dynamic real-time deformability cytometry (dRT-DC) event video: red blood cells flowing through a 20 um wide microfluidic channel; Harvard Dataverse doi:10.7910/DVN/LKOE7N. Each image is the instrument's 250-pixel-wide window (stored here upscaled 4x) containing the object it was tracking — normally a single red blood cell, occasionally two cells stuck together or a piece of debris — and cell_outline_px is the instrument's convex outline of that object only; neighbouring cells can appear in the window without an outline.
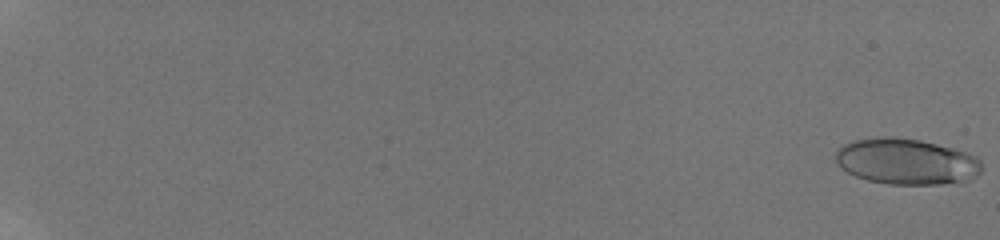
{"species": "human", "species_latin": "Homo sapiens", "temperature_condition": "room temperature", "stored_images_in_passage": 33, "camera_frame_rate_fps": 3000, "um_per_image_px": 0.085, "donor": {"sex": "male"}, "frame": {"image": 1, "passage_image": 1, "time_ms": 0.0, "image_size_px": [1000, 240], "cell_outline_px": [[980, 172], [976, 176], [968, 180], [940, 184], [888, 184], [868, 180], [856, 176], [840, 168], [836, 164], [836, 152], [844, 144], [852, 140], [880, 136], [892, 136], [920, 140], [952, 148], [976, 156], [980, 160]], "centroid_in_image_um": [77.0, 13.72], "position_along_channel_um": 8.0, "area_um2": 39.07}}
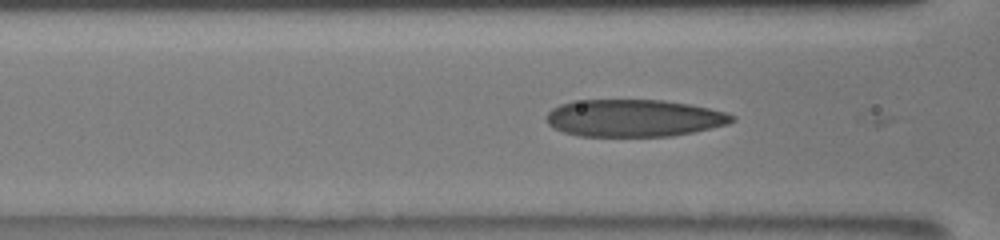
{"frame": {"image": 2, "passage_image": 29, "time_ms": 9.333, "image_size_px": [1000, 240], "cell_outline_px": [[736, 120], [728, 124], [692, 132], [672, 136], [580, 136], [564, 132], [548, 124], [544, 116], [552, 108], [560, 104], [572, 100], [664, 100], [688, 104], [708, 108], [724, 112], [736, 116]], "centroid_in_image_um": [53.86, 10.03], "position_along_channel_um": 112.7, "area_um2": 40.34}}
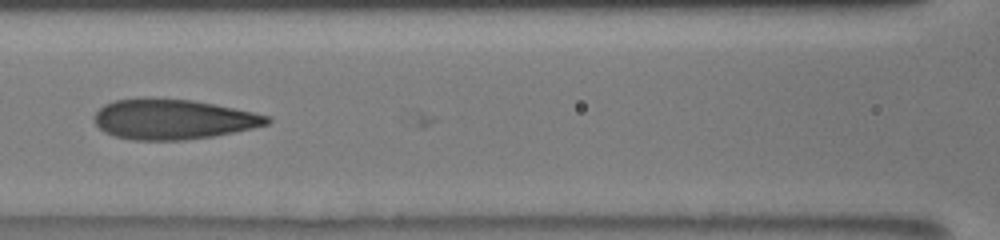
{"frame": {"image": 3, "passage_image": 32, "time_ms": 10.333, "image_size_px": [1000, 240], "cell_outline_px": [[272, 120], [268, 124], [252, 128], [212, 136], [184, 140], [136, 140], [116, 136], [104, 132], [92, 120], [92, 116], [104, 104], [116, 100], [144, 96], [152, 96], [192, 100], [272, 116]], "centroid_in_image_um": [14.66, 10.11], "position_along_channel_um": 151.9, "area_um2": 40.69}}